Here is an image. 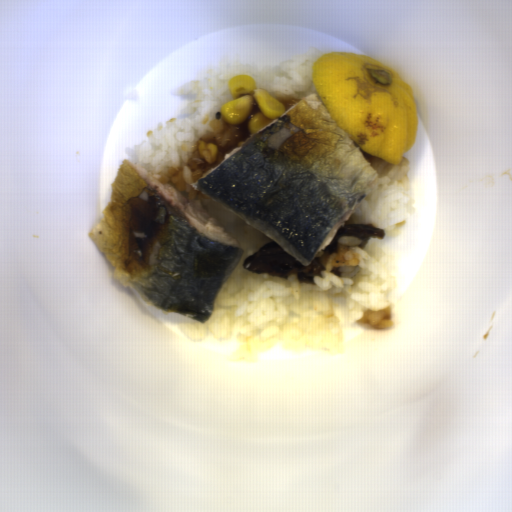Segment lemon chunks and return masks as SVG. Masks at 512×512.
Segmentation results:
<instances>
[{
	"label": "lemon chunks",
	"mask_w": 512,
	"mask_h": 512,
	"mask_svg": "<svg viewBox=\"0 0 512 512\" xmlns=\"http://www.w3.org/2000/svg\"><path fill=\"white\" fill-rule=\"evenodd\" d=\"M315 92L360 150L400 165L417 140L412 84L371 55L329 51L312 62Z\"/></svg>",
	"instance_id": "1"
}]
</instances>
